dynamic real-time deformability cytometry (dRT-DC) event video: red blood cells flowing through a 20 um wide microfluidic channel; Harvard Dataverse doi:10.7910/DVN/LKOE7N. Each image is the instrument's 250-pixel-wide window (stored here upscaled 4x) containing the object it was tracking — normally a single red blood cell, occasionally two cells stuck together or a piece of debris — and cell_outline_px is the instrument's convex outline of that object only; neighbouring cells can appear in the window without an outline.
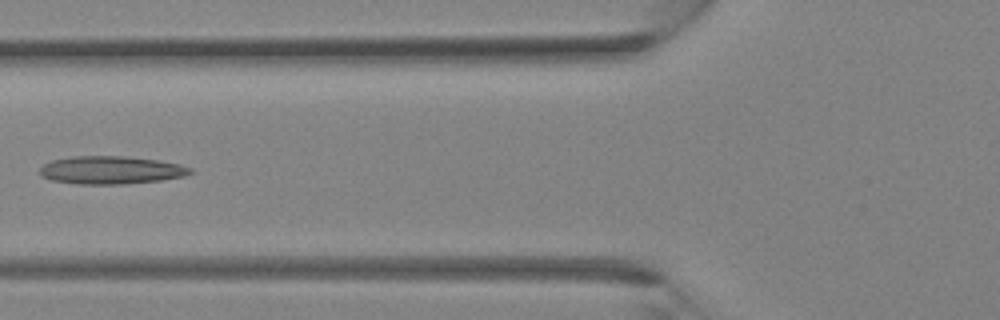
{"species": "Egyptian fruit bat (a non-hibernating species)", "species_latin": "Rousettus aegyptiacus", "temperature_condition": "room temperature", "stored_images_in_passage": 35, "camera_frame_rate_fps": 3000, "um_per_image_px": 0.085, "animal": {"sex": "female"}, "frame": {"image": 1, "passage_image": 13, "time_ms": 4.0, "image_size_px": [1000, 320], "cell_outline_px": [[192, 172], [184, 176], [160, 180], [124, 184], [76, 184], [52, 180], [40, 176], [40, 168], [44, 164], [52, 160], [72, 156], [124, 156], [160, 160], [180, 164], [192, 168]], "centroid_in_image_um": [9.43, 14.45], "position_along_channel_um": 116.4, "area_um2": 24.57}}
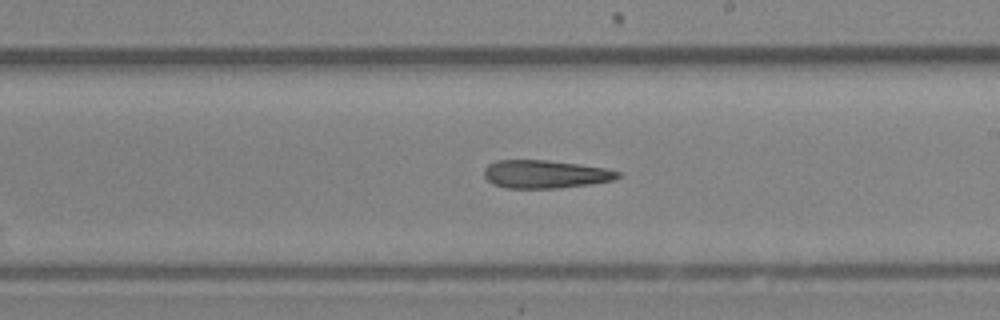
{"frame": {"image": 2, "passage_image": 20, "time_ms": 6.333, "image_size_px": [1000, 320], "cell_outline_px": [[620, 176], [612, 180], [592, 184], [560, 188], [508, 188], [492, 184], [484, 176], [484, 168], [488, 164], [496, 160], [548, 160], [580, 164], [604, 168], [620, 172]], "centroid_in_image_um": [46.32, 14.8], "position_along_channel_um": 242.7, "area_um2": 21.96}}
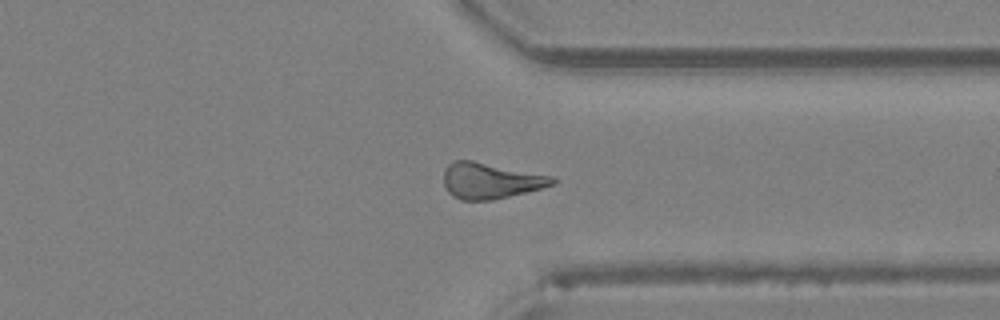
{"frame": {"image": 3, "passage_image": 27, "time_ms": 8.667, "image_size_px": [1000, 320], "cell_outline_px": [[556, 184], [492, 200], [460, 200], [452, 196], [444, 188], [444, 168], [452, 160], [472, 160], [556, 176]], "centroid_in_image_um": [41.68, 15.34], "position_along_channel_um": 369.7, "area_um2": 23.0}}